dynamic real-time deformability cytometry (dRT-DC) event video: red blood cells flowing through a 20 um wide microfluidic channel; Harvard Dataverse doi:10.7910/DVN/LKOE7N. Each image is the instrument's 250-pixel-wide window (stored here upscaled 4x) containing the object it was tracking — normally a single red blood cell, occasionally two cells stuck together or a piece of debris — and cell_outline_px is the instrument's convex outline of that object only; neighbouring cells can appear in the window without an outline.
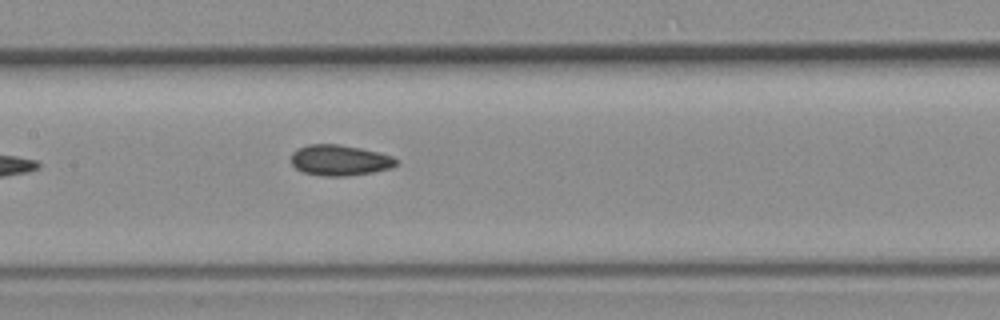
{"species": "common noctule bat (a hibernating species)", "species_latin": "Nyctalus noctula", "temperature_condition": "room temperature", "stored_images_in_passage": 7, "camera_frame_rate_fps": 3000, "um_per_image_px": 0.085, "animal": {"sex": "female", "body_mass_g": 19.3, "forearm_length_mm": 54.1}, "frame": {"image": 1, "passage_image": 7, "time_ms": 2.0, "image_size_px": [1000, 320], "cell_outline_px": [[400, 160], [392, 168], [372, 172], [348, 176], [324, 176], [304, 172], [296, 168], [292, 164], [292, 152], [296, 148], [308, 144], [340, 144], [360, 148], [392, 156]], "centroid_in_image_um": [28.88, 13.61], "position_along_channel_um": 178.5, "area_um2": 18.84}}